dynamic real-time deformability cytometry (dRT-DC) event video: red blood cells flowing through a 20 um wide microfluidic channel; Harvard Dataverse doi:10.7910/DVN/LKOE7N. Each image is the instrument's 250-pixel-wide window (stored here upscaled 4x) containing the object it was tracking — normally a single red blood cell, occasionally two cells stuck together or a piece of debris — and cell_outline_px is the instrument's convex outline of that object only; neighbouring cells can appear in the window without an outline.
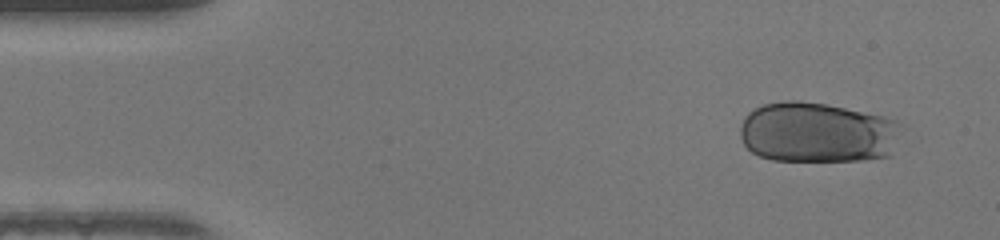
{"species": "human", "species_latin": "Homo sapiens", "temperature_condition": "warm", "stored_images_in_passage": 29, "segment_of_instrument_passage": [1, 2], "camera_frame_rate_fps": 3000, "um_per_image_px": 0.085, "donor": {"sex": "female"}, "frame": {"image": 1, "passage_image": 1, "time_ms": 0.0, "image_size_px": [1000, 240], "cell_outline_px": [[868, 156], [844, 160], [784, 160], [764, 156], [756, 152], [744, 140], [744, 124], [748, 116], [752, 112], [760, 108], [772, 104], [816, 104], [836, 108], [852, 112], [864, 116]], "centroid_in_image_um": [68.53, 11.28], "position_along_channel_um": 16.5, "area_um2": 43.93}}